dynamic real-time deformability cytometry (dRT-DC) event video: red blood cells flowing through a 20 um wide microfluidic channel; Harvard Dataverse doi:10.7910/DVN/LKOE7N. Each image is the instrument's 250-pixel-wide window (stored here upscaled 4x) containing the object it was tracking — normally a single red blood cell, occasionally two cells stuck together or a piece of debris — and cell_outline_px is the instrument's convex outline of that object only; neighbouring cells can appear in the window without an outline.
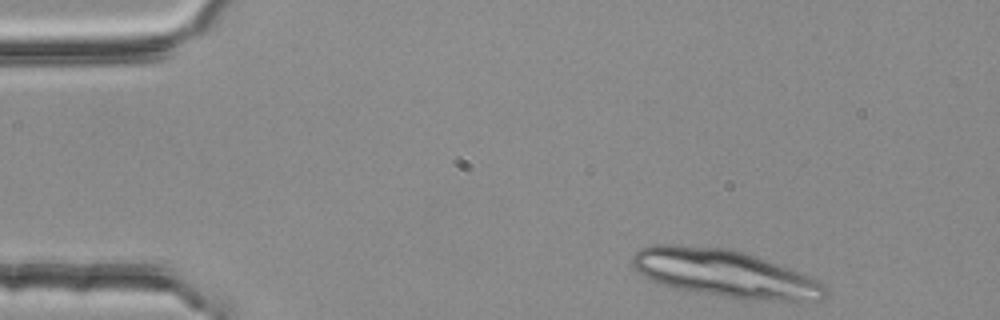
{"species": "common noctule bat (a hibernating species)", "species_latin": "Nyctalus noctula", "temperature_condition": "room temperature", "stored_images_in_passage": 3, "camera_frame_rate_fps": 3000, "um_per_image_px": 0.085, "animal": {"sex": "female", "body_mass_g": 25.1}, "frame": {"image": 1, "passage_image": 1, "time_ms": 0.0, "image_size_px": [1000, 320], "cell_outline_px": [[832, 292], [824, 300], [800, 304], [740, 300], [672, 288], [660, 284], [644, 276], [632, 268], [632, 256], [640, 248], [652, 244], [676, 244], [728, 248], [744, 252], [756, 256], [800, 272], [824, 284]], "centroid_in_image_um": [61.72, 23.31], "position_along_channel_um": 23.3, "area_um2": 55.26}}